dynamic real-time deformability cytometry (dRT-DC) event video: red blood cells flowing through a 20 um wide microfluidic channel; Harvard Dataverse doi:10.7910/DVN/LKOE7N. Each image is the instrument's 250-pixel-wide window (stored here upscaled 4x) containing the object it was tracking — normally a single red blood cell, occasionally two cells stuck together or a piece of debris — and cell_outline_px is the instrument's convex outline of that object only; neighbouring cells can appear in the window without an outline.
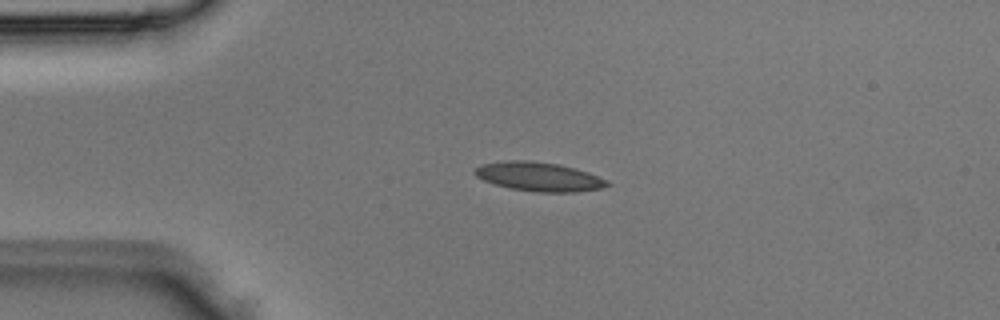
{"species": "Egyptian fruit bat (a non-hibernating species)", "species_latin": "Rousettus aegyptiacus", "temperature_condition": "room temperature", "stored_images_in_passage": 2, "camera_frame_rate_fps": 3000, "um_per_image_px": 0.085, "animal": {"sex": "male"}, "frame": {"image": 1, "passage_image": 1, "time_ms": 0.0, "image_size_px": [1000, 320], "cell_outline_px": [[612, 184], [604, 188], [576, 192], [536, 192], [512, 188], [496, 184], [484, 180], [476, 176], [472, 172], [480, 164], [508, 160], [528, 160], [556, 164], [588, 172], [608, 180]], "centroid_in_image_um": [45.83, 15.02], "position_along_channel_um": 39.2, "area_um2": 22.31}}